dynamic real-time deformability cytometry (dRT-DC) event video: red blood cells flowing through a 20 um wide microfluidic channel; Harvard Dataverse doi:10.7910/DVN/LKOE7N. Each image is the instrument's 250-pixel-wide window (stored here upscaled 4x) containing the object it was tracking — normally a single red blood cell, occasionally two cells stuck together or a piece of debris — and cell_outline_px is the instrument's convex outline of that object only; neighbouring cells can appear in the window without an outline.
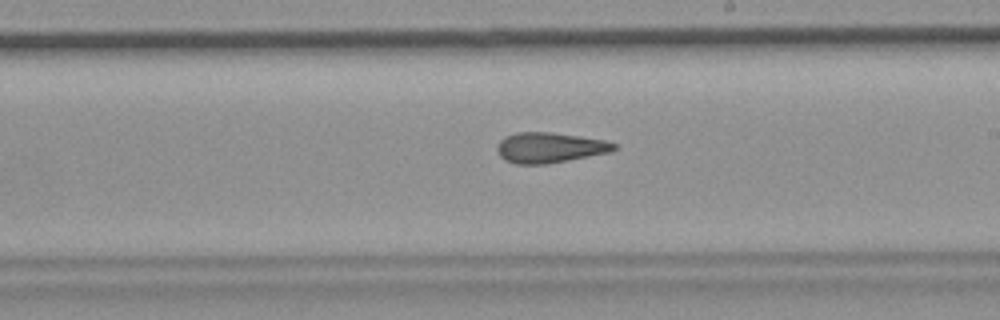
{"species": "common noctule bat (a hibernating species)", "species_latin": "Nyctalus noctula", "temperature_condition": "room temperature", "stored_images_in_passage": 54, "camera_frame_rate_fps": 3000, "um_per_image_px": 0.085, "animal": {"sex": "female", "body_mass_g": 19.9}, "frame": {"image": 1, "passage_image": 31, "time_ms": 10.0, "image_size_px": [1000, 320], "cell_outline_px": [[616, 148], [608, 152], [548, 164], [516, 164], [504, 160], [500, 156], [496, 148], [500, 140], [504, 136], [516, 132], [548, 132], [580, 136], [604, 140], [616, 144]], "centroid_in_image_um": [46.66, 12.54], "position_along_channel_um": 242.3, "area_um2": 20.58}, "authors_computed_cell_mechanics": {"area_um2": 21.097, "velocity_mm_per_s": 3.7198, "shape_relaxation_time_tau1_ms": null, "shape_relaxation_time_tau2_ms": 2.691, "deformation_change_tau1": null, "deformation_change_tau2": 0.1282}}